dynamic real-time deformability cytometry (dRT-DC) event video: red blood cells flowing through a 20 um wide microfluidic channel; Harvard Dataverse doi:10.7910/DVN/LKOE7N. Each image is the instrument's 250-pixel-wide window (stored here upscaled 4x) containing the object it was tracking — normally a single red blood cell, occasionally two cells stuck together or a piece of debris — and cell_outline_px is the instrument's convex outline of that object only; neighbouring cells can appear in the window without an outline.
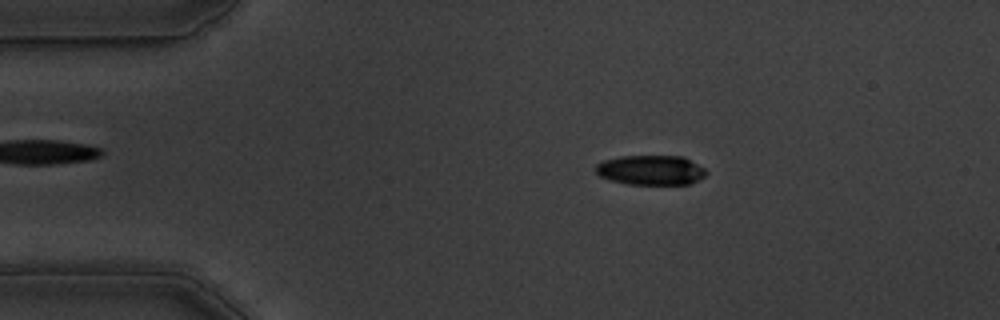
{"species": "common noctule bat (a hibernating species)", "species_latin": "Nyctalus noctula", "temperature_condition": "warm", "stored_images_in_passage": 54, "camera_frame_rate_fps": 3000, "um_per_image_px": 0.085, "animal": {"sex": "male", "body_mass_g": 19.5, "forearm_length_mm": 54.6}, "frame": {"image": 1, "passage_image": 9, "time_ms": 2.667, "image_size_px": [1000, 320], "cell_outline_px": [[708, 172], [704, 176], [692, 184], [628, 184], [612, 180], [600, 176], [596, 172], [596, 164], [604, 160], [620, 156], [684, 156], [704, 168]], "centroid_in_image_um": [55.34, 14.45], "position_along_channel_um": 29.7, "area_um2": 19.13}}
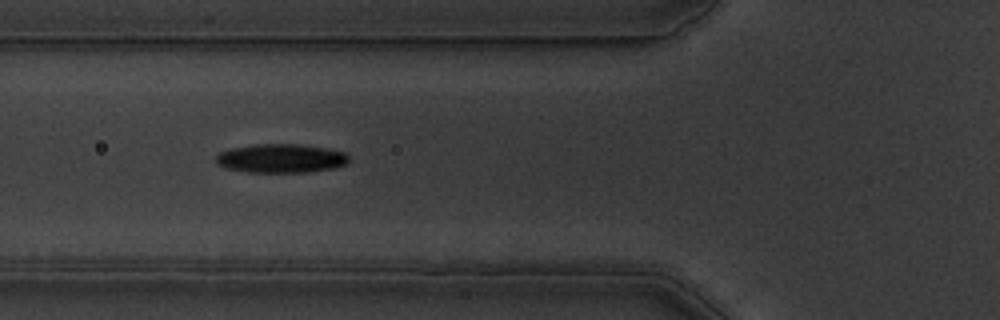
{"frame": {"image": 2, "passage_image": 19, "time_ms": 6.0, "image_size_px": [1000, 320], "cell_outline_px": [[348, 160], [344, 164], [332, 168], [304, 172], [248, 172], [224, 168], [216, 164], [216, 156], [220, 152], [232, 148], [256, 144], [296, 144], [328, 148], [348, 152]], "centroid_in_image_um": [23.86, 13.45], "position_along_channel_um": 101.9, "area_um2": 22.31}}
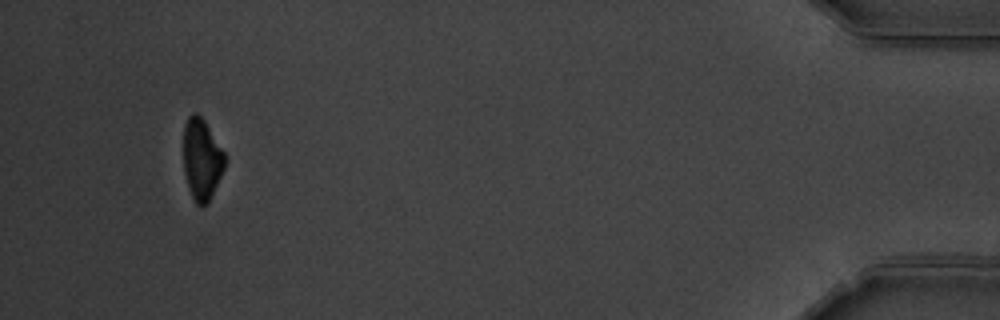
{"frame": {"image": 3, "passage_image": 51, "time_ms": 16.667, "image_size_px": [1000, 320], "cell_outline_px": [[224, 168], [208, 204], [196, 204], [192, 196], [184, 172], [184, 124], [188, 116], [192, 112], [196, 112], [204, 120], [224, 152]], "centroid_in_image_um": [17.13, 13.51], "position_along_channel_um": 418.1, "area_um2": 19.25}, "authors_computed_cell_mechanics": {"area_um2": 21.5305, "velocity_mm_per_s": 3.6644, "shape_relaxation_time_tau1_ms": 4.7795, "shape_relaxation_time_tau2_ms": 7.0433, "deformation_change_tau1": 0.1403, "deformation_change_tau2": 0.133}}